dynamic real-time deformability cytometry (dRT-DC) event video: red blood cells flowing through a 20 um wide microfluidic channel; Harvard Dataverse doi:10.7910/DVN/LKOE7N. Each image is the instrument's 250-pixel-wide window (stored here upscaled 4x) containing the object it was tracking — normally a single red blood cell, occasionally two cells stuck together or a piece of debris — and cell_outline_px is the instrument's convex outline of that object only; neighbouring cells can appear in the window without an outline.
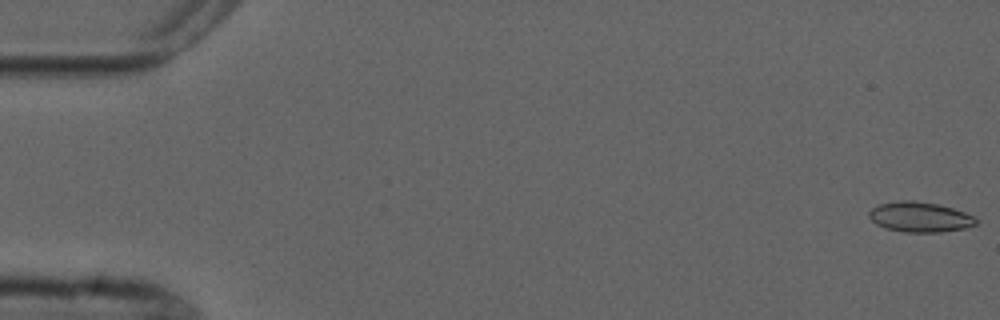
{"species": "common noctule bat (a hibernating species)", "species_latin": "Nyctalus noctula", "temperature_condition": "cold", "stored_images_in_passage": 6, "camera_frame_rate_fps": 3000, "um_per_image_px": 0.085, "animal": {"sex": "male", "forearm_length_mm": 52.5}, "frame": {"image": 1, "passage_image": 1, "time_ms": 0.0, "image_size_px": [1000, 320], "cell_outline_px": [[976, 224], [964, 228], [940, 232], [904, 232], [884, 228], [876, 224], [868, 216], [868, 212], [872, 208], [880, 204], [900, 200], [912, 200], [936, 204], [952, 208], [964, 212], [972, 216], [976, 220]], "centroid_in_image_um": [78.14, 18.45], "position_along_channel_um": 6.9, "area_um2": 18.61}}
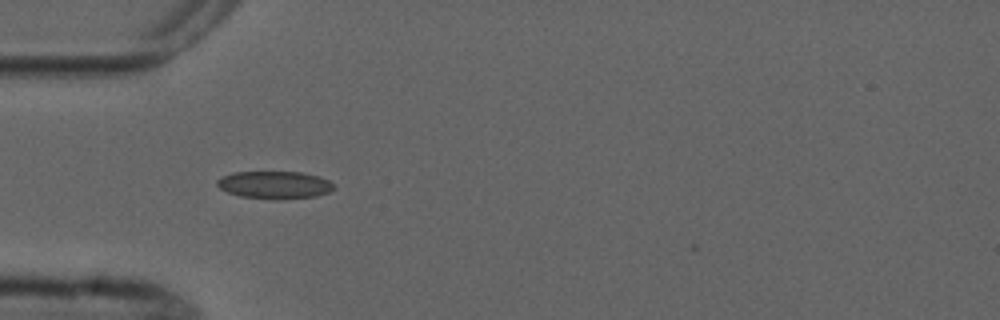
{"frame": {"image": 2, "passage_image": 5, "time_ms": 5.333, "image_size_px": [1000, 320], "cell_outline_px": [[336, 188], [328, 192], [316, 196], [280, 200], [276, 200], [240, 196], [228, 192], [220, 188], [216, 184], [216, 180], [232, 172], [300, 172], [320, 176], [328, 180]], "centroid_in_image_um": [23.35, 15.72], "position_along_channel_um": 61.7, "area_um2": 18.84}}
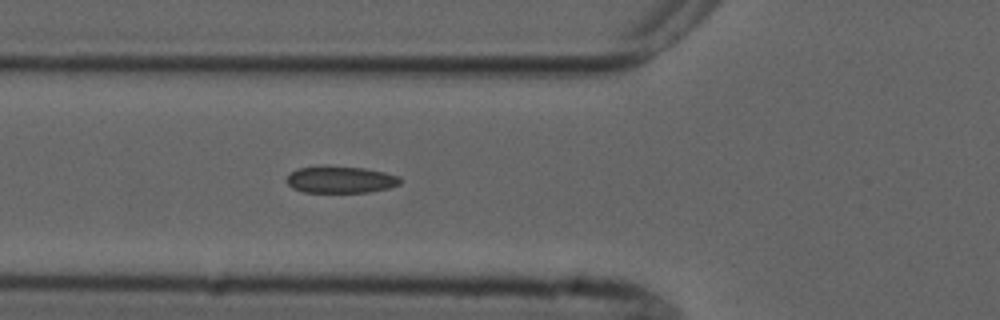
{"frame": {"image": 3, "passage_image": 6, "time_ms": 6.333, "image_size_px": [1000, 320], "cell_outline_px": [[400, 184], [388, 188], [368, 192], [304, 192], [292, 188], [284, 180], [296, 168], [324, 164], [364, 168], [384, 172], [400, 176]], "centroid_in_image_um": [28.9, 15.24], "position_along_channel_um": 96.9, "area_um2": 18.15}}